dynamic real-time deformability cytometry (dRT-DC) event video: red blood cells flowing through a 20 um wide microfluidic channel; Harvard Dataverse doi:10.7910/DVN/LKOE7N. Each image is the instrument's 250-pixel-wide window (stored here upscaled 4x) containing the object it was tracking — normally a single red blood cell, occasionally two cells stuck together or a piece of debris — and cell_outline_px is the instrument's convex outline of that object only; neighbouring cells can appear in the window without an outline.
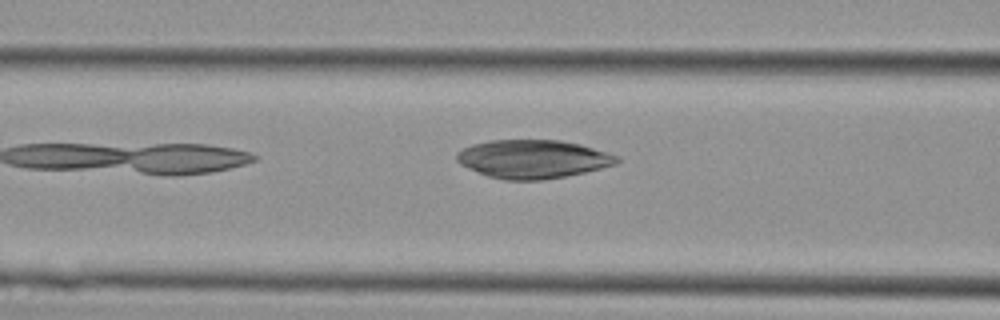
{"species": "Egyptian fruit bat (a non-hibernating species)", "species_latin": "Rousettus aegyptiacus", "temperature_condition": "cold", "stored_images_in_passage": 7, "camera_frame_rate_fps": 3000, "um_per_image_px": 0.085, "animal": {"sex": "female"}, "frame": {"image": 1, "passage_image": 7, "time_ms": 2.0, "image_size_px": [1000, 320], "cell_outline_px": [[620, 160], [616, 164], [584, 172], [564, 176], [540, 180], [504, 180], [488, 176], [468, 168], [460, 164], [456, 160], [456, 152], [472, 144], [492, 140], [560, 140], [580, 144], [608, 152], [620, 156]], "centroid_in_image_um": [45.29, 13.51], "position_along_channel_um": 121.3, "area_um2": 35.84}}